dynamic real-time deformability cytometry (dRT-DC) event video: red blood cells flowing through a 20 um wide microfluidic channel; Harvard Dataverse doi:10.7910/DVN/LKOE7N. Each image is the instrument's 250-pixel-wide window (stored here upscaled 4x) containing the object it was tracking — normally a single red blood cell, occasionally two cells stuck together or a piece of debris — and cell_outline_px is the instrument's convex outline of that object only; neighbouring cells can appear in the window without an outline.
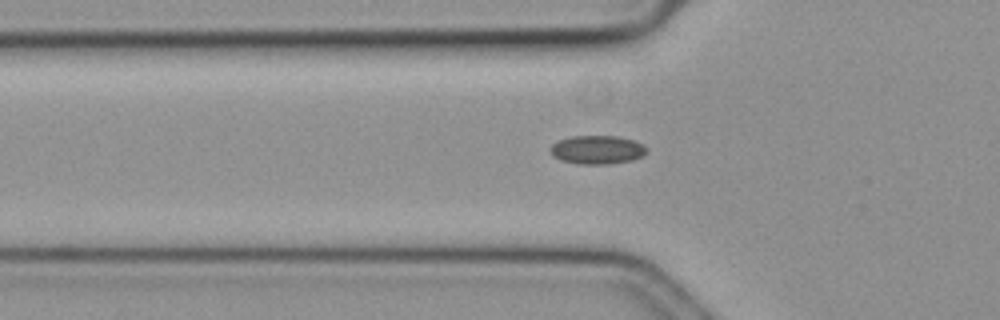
{"species": "common noctule bat (a hibernating species)", "species_latin": "Nyctalus noctula", "temperature_condition": "cold", "stored_images_in_passage": 33, "camera_frame_rate_fps": 3000, "um_per_image_px": 0.085, "animal": {"sex": "female", "body_mass_g": 19.3, "forearm_length_mm": 54.1}, "frame": {"image": 1, "passage_image": 2, "time_ms": 0.333, "image_size_px": [1000, 320], "cell_outline_px": [[648, 152], [644, 156], [632, 160], [608, 164], [576, 164], [560, 160], [552, 156], [548, 148], [552, 144], [560, 140], [572, 136], [616, 136], [632, 140], [644, 144], [648, 148]], "centroid_in_image_um": [50.77, 12.74], "position_along_channel_um": 75.0, "area_um2": 16.3}}
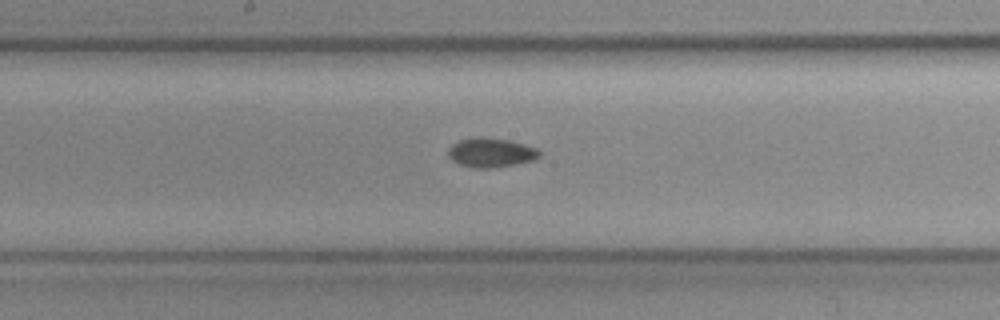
{"frame": {"image": 2, "passage_image": 13, "time_ms": 4.0, "image_size_px": [1000, 320], "cell_outline_px": [[540, 156], [536, 160], [516, 164], [492, 168], [472, 168], [460, 164], [452, 160], [448, 156], [448, 148], [452, 144], [460, 140], [472, 136], [484, 136], [508, 140], [524, 144], [536, 148], [540, 152]], "centroid_in_image_um": [41.72, 12.96], "position_along_channel_um": 206.5, "area_um2": 15.84}}
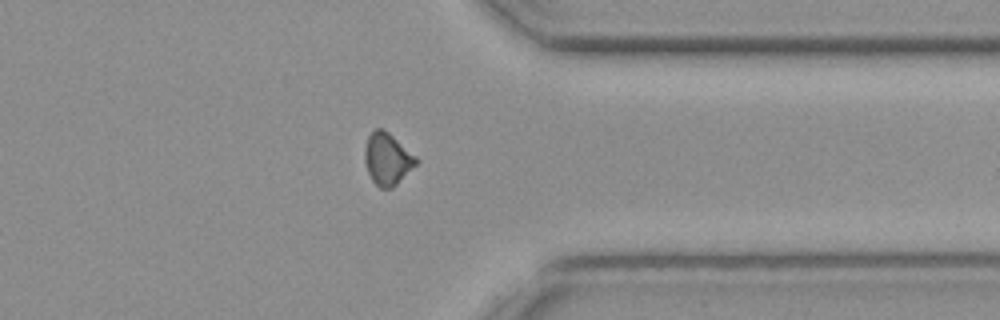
{"frame": {"image": 3, "passage_image": 28, "time_ms": 9.0, "image_size_px": [1000, 320], "cell_outline_px": [[420, 160], [392, 188], [380, 188], [372, 180], [368, 172], [364, 160], [364, 148], [368, 136], [376, 128], [384, 128], [416, 156]], "centroid_in_image_um": [32.91, 13.49], "position_along_channel_um": 378.5, "area_um2": 15.49}}